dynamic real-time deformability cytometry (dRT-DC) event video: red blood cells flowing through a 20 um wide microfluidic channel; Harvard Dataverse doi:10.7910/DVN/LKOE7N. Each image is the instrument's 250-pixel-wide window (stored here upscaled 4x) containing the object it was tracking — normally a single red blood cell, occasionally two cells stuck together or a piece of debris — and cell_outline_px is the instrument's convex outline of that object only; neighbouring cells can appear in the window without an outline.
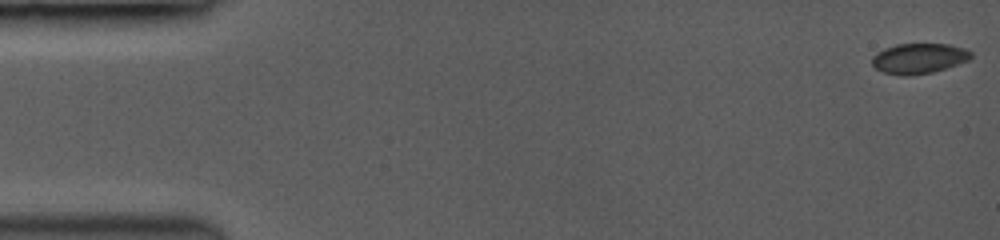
{"species": "common noctule bat (a hibernating species)", "species_latin": "Nyctalus noctula", "temperature_condition": "room temperature", "stored_images_in_passage": 56, "camera_frame_rate_fps": 3500, "um_per_image_px": 0.085, "animal": {"sex": "female", "body_mass_g": 19.0, "forearm_length_mm": 53.3}, "frame": {"image": 1, "passage_image": 1, "time_ms": 0.0, "image_size_px": [1000, 240], "cell_outline_px": [[972, 56], [968, 60], [932, 72], [908, 76], [900, 76], [880, 72], [872, 64], [872, 60], [880, 52], [896, 44], [948, 44], [972, 52]], "centroid_in_image_um": [78.09, 4.98], "position_along_channel_um": 6.9, "area_um2": 17.05}}
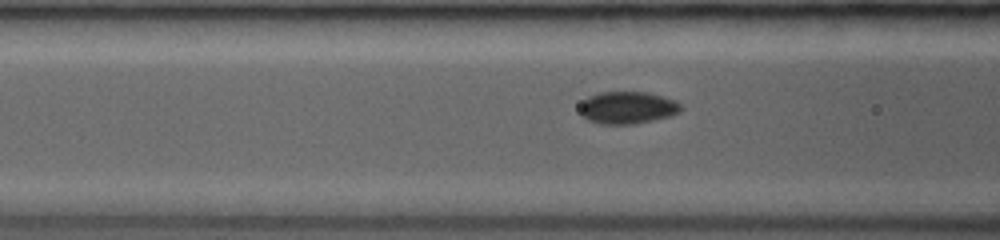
{"frame": {"image": 2, "passage_image": 23, "time_ms": 6.286, "image_size_px": [1000, 240], "cell_outline_px": [[680, 108], [676, 112], [668, 116], [652, 120], [632, 124], [600, 124], [588, 120], [580, 112], [580, 104], [584, 100], [600, 92], [644, 92], [660, 96], [672, 100], [680, 104]], "centroid_in_image_um": [53.27, 9.16], "position_along_channel_um": 113.3, "area_um2": 18.44}}
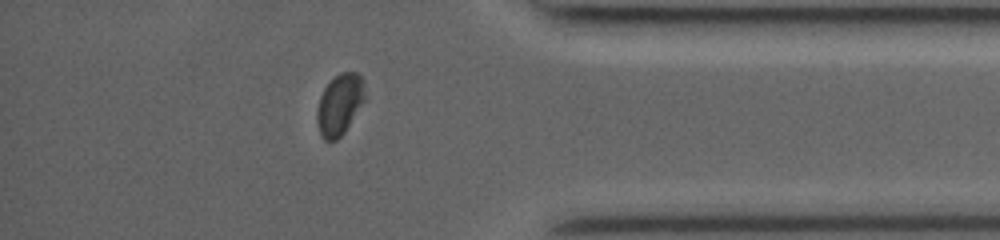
{"frame": {"image": 3, "passage_image": 49, "time_ms": 13.714, "image_size_px": [1000, 240], "cell_outline_px": [[364, 100], [344, 132], [336, 140], [324, 140], [320, 136], [316, 120], [316, 112], [320, 96], [324, 88], [340, 72], [356, 72], [364, 80]], "centroid_in_image_um": [28.84, 8.88], "position_along_channel_um": 406.4, "area_um2": 16.82}, "authors_computed_cell_mechanics": {"area_um2": 17.8891, "velocity_mm_per_s": 4.0801, "shape_relaxation_time_tau1_ms": 4.4331, "shape_relaxation_time_tau2_ms": null, "deformation_change_tau1": 0.0825, "deformation_change_tau2": null}}